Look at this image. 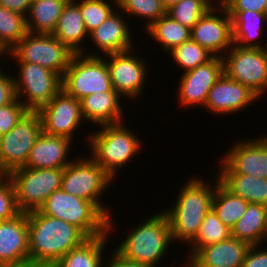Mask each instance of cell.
I'll return each instance as SVG.
<instances>
[{
    "instance_id": "26",
    "label": "cell",
    "mask_w": 267,
    "mask_h": 267,
    "mask_svg": "<svg viewBox=\"0 0 267 267\" xmlns=\"http://www.w3.org/2000/svg\"><path fill=\"white\" fill-rule=\"evenodd\" d=\"M267 14L256 11H239L232 18L233 42L240 47L267 48L263 42L267 31ZM267 33V32H266ZM263 35V36H262ZM267 35V34H266ZM260 40L262 42H260Z\"/></svg>"
},
{
    "instance_id": "37",
    "label": "cell",
    "mask_w": 267,
    "mask_h": 267,
    "mask_svg": "<svg viewBox=\"0 0 267 267\" xmlns=\"http://www.w3.org/2000/svg\"><path fill=\"white\" fill-rule=\"evenodd\" d=\"M215 3L212 0H181L167 10V14L183 26L192 29Z\"/></svg>"
},
{
    "instance_id": "1",
    "label": "cell",
    "mask_w": 267,
    "mask_h": 267,
    "mask_svg": "<svg viewBox=\"0 0 267 267\" xmlns=\"http://www.w3.org/2000/svg\"><path fill=\"white\" fill-rule=\"evenodd\" d=\"M213 177L205 181L202 176L191 175L176 193L178 196L172 207L163 208L174 242L188 246L195 239L204 217L212 209L214 193L220 183L217 176Z\"/></svg>"
},
{
    "instance_id": "43",
    "label": "cell",
    "mask_w": 267,
    "mask_h": 267,
    "mask_svg": "<svg viewBox=\"0 0 267 267\" xmlns=\"http://www.w3.org/2000/svg\"><path fill=\"white\" fill-rule=\"evenodd\" d=\"M110 256L108 255L107 261H105V267H149L138 262L126 260L115 249H113Z\"/></svg>"
},
{
    "instance_id": "8",
    "label": "cell",
    "mask_w": 267,
    "mask_h": 267,
    "mask_svg": "<svg viewBox=\"0 0 267 267\" xmlns=\"http://www.w3.org/2000/svg\"><path fill=\"white\" fill-rule=\"evenodd\" d=\"M15 189L16 202L21 212L39 210L46 199L61 188V168H17L7 175Z\"/></svg>"
},
{
    "instance_id": "14",
    "label": "cell",
    "mask_w": 267,
    "mask_h": 267,
    "mask_svg": "<svg viewBox=\"0 0 267 267\" xmlns=\"http://www.w3.org/2000/svg\"><path fill=\"white\" fill-rule=\"evenodd\" d=\"M134 49L104 55L112 87L124 98L139 101L149 73L146 58L135 54ZM140 97V98H139Z\"/></svg>"
},
{
    "instance_id": "36",
    "label": "cell",
    "mask_w": 267,
    "mask_h": 267,
    "mask_svg": "<svg viewBox=\"0 0 267 267\" xmlns=\"http://www.w3.org/2000/svg\"><path fill=\"white\" fill-rule=\"evenodd\" d=\"M74 2L80 7L88 34L98 28L118 8L117 0H74Z\"/></svg>"
},
{
    "instance_id": "4",
    "label": "cell",
    "mask_w": 267,
    "mask_h": 267,
    "mask_svg": "<svg viewBox=\"0 0 267 267\" xmlns=\"http://www.w3.org/2000/svg\"><path fill=\"white\" fill-rule=\"evenodd\" d=\"M98 128L87 133L85 141L90 147L88 154L117 181L121 169L126 168V165L130 166L131 163L133 165L134 158L142 152L143 141L129 127L128 122L126 124V121L101 125Z\"/></svg>"
},
{
    "instance_id": "41",
    "label": "cell",
    "mask_w": 267,
    "mask_h": 267,
    "mask_svg": "<svg viewBox=\"0 0 267 267\" xmlns=\"http://www.w3.org/2000/svg\"><path fill=\"white\" fill-rule=\"evenodd\" d=\"M16 99L14 78L8 72L3 71L0 66V106L12 103Z\"/></svg>"
},
{
    "instance_id": "34",
    "label": "cell",
    "mask_w": 267,
    "mask_h": 267,
    "mask_svg": "<svg viewBox=\"0 0 267 267\" xmlns=\"http://www.w3.org/2000/svg\"><path fill=\"white\" fill-rule=\"evenodd\" d=\"M231 237V229L225 226L218 215L211 209L204 217L199 232L189 244V249H201Z\"/></svg>"
},
{
    "instance_id": "45",
    "label": "cell",
    "mask_w": 267,
    "mask_h": 267,
    "mask_svg": "<svg viewBox=\"0 0 267 267\" xmlns=\"http://www.w3.org/2000/svg\"><path fill=\"white\" fill-rule=\"evenodd\" d=\"M180 1L181 0H162V3L164 7L166 8V10H168L169 8H171L173 5H175L176 3Z\"/></svg>"
},
{
    "instance_id": "47",
    "label": "cell",
    "mask_w": 267,
    "mask_h": 267,
    "mask_svg": "<svg viewBox=\"0 0 267 267\" xmlns=\"http://www.w3.org/2000/svg\"><path fill=\"white\" fill-rule=\"evenodd\" d=\"M12 267H40V266H36L32 263H28V264H25V265H21V266H12Z\"/></svg>"
},
{
    "instance_id": "49",
    "label": "cell",
    "mask_w": 267,
    "mask_h": 267,
    "mask_svg": "<svg viewBox=\"0 0 267 267\" xmlns=\"http://www.w3.org/2000/svg\"><path fill=\"white\" fill-rule=\"evenodd\" d=\"M265 241L267 242V231H266V234H265V237H264L263 243H262L264 246H266V245H267V243H266Z\"/></svg>"
},
{
    "instance_id": "2",
    "label": "cell",
    "mask_w": 267,
    "mask_h": 267,
    "mask_svg": "<svg viewBox=\"0 0 267 267\" xmlns=\"http://www.w3.org/2000/svg\"><path fill=\"white\" fill-rule=\"evenodd\" d=\"M29 263L52 267L88 237L77 227L41 213L27 212Z\"/></svg>"
},
{
    "instance_id": "5",
    "label": "cell",
    "mask_w": 267,
    "mask_h": 267,
    "mask_svg": "<svg viewBox=\"0 0 267 267\" xmlns=\"http://www.w3.org/2000/svg\"><path fill=\"white\" fill-rule=\"evenodd\" d=\"M88 156L89 154L79 158L75 156L74 160L63 169L61 189L93 203L109 219L114 214L103 202L102 197L115 180L91 156Z\"/></svg>"
},
{
    "instance_id": "10",
    "label": "cell",
    "mask_w": 267,
    "mask_h": 267,
    "mask_svg": "<svg viewBox=\"0 0 267 267\" xmlns=\"http://www.w3.org/2000/svg\"><path fill=\"white\" fill-rule=\"evenodd\" d=\"M17 99L29 110L37 111L62 90V77L35 63L15 61Z\"/></svg>"
},
{
    "instance_id": "23",
    "label": "cell",
    "mask_w": 267,
    "mask_h": 267,
    "mask_svg": "<svg viewBox=\"0 0 267 267\" xmlns=\"http://www.w3.org/2000/svg\"><path fill=\"white\" fill-rule=\"evenodd\" d=\"M125 100L114 88L107 92L93 93L80 100L81 112L85 122L96 125L118 124L124 122L121 100Z\"/></svg>"
},
{
    "instance_id": "6",
    "label": "cell",
    "mask_w": 267,
    "mask_h": 267,
    "mask_svg": "<svg viewBox=\"0 0 267 267\" xmlns=\"http://www.w3.org/2000/svg\"><path fill=\"white\" fill-rule=\"evenodd\" d=\"M39 211L74 225L88 238L109 232V219L93 203L68 194L61 188L46 199Z\"/></svg>"
},
{
    "instance_id": "24",
    "label": "cell",
    "mask_w": 267,
    "mask_h": 267,
    "mask_svg": "<svg viewBox=\"0 0 267 267\" xmlns=\"http://www.w3.org/2000/svg\"><path fill=\"white\" fill-rule=\"evenodd\" d=\"M109 218V232L105 235L86 239L79 246L72 248L52 267H105L106 244L110 241L117 227L115 220ZM112 232V233H111ZM104 255V256H103ZM104 258V259H103Z\"/></svg>"
},
{
    "instance_id": "33",
    "label": "cell",
    "mask_w": 267,
    "mask_h": 267,
    "mask_svg": "<svg viewBox=\"0 0 267 267\" xmlns=\"http://www.w3.org/2000/svg\"><path fill=\"white\" fill-rule=\"evenodd\" d=\"M117 7L131 20L141 18L146 30L153 22L167 13L162 0H117ZM130 16V17H129Z\"/></svg>"
},
{
    "instance_id": "35",
    "label": "cell",
    "mask_w": 267,
    "mask_h": 267,
    "mask_svg": "<svg viewBox=\"0 0 267 267\" xmlns=\"http://www.w3.org/2000/svg\"><path fill=\"white\" fill-rule=\"evenodd\" d=\"M168 54L169 57L173 58L172 61H175L173 63L179 66L180 69L182 68L181 71L183 72L181 73L195 69L214 57L207 49L191 38L178 47L173 48Z\"/></svg>"
},
{
    "instance_id": "17",
    "label": "cell",
    "mask_w": 267,
    "mask_h": 267,
    "mask_svg": "<svg viewBox=\"0 0 267 267\" xmlns=\"http://www.w3.org/2000/svg\"><path fill=\"white\" fill-rule=\"evenodd\" d=\"M223 73L222 57L214 56L205 64L179 75L178 93L175 95L181 109L204 108L209 90Z\"/></svg>"
},
{
    "instance_id": "3",
    "label": "cell",
    "mask_w": 267,
    "mask_h": 267,
    "mask_svg": "<svg viewBox=\"0 0 267 267\" xmlns=\"http://www.w3.org/2000/svg\"><path fill=\"white\" fill-rule=\"evenodd\" d=\"M144 218L131 230L129 228L130 233L127 232L114 249L126 260L149 267H163L161 262L170 253V244H176L172 239L168 217L163 210H158L151 217Z\"/></svg>"
},
{
    "instance_id": "38",
    "label": "cell",
    "mask_w": 267,
    "mask_h": 267,
    "mask_svg": "<svg viewBox=\"0 0 267 267\" xmlns=\"http://www.w3.org/2000/svg\"><path fill=\"white\" fill-rule=\"evenodd\" d=\"M20 213L13 184L5 176L0 180V221L10 220Z\"/></svg>"
},
{
    "instance_id": "28",
    "label": "cell",
    "mask_w": 267,
    "mask_h": 267,
    "mask_svg": "<svg viewBox=\"0 0 267 267\" xmlns=\"http://www.w3.org/2000/svg\"><path fill=\"white\" fill-rule=\"evenodd\" d=\"M66 3L64 0H33L26 16L27 31L52 34Z\"/></svg>"
},
{
    "instance_id": "51",
    "label": "cell",
    "mask_w": 267,
    "mask_h": 267,
    "mask_svg": "<svg viewBox=\"0 0 267 267\" xmlns=\"http://www.w3.org/2000/svg\"><path fill=\"white\" fill-rule=\"evenodd\" d=\"M64 1H66V2L68 3V2H72V1H74V0H64Z\"/></svg>"
},
{
    "instance_id": "25",
    "label": "cell",
    "mask_w": 267,
    "mask_h": 267,
    "mask_svg": "<svg viewBox=\"0 0 267 267\" xmlns=\"http://www.w3.org/2000/svg\"><path fill=\"white\" fill-rule=\"evenodd\" d=\"M52 35L75 53L88 52L85 41H88L86 38H89V34L86 31L80 7L74 1L64 6Z\"/></svg>"
},
{
    "instance_id": "9",
    "label": "cell",
    "mask_w": 267,
    "mask_h": 267,
    "mask_svg": "<svg viewBox=\"0 0 267 267\" xmlns=\"http://www.w3.org/2000/svg\"><path fill=\"white\" fill-rule=\"evenodd\" d=\"M62 89L79 101L93 93L111 91L105 58L75 53L62 78Z\"/></svg>"
},
{
    "instance_id": "22",
    "label": "cell",
    "mask_w": 267,
    "mask_h": 267,
    "mask_svg": "<svg viewBox=\"0 0 267 267\" xmlns=\"http://www.w3.org/2000/svg\"><path fill=\"white\" fill-rule=\"evenodd\" d=\"M73 144V140L69 138L49 135L42 131L31 148L24 167L64 169L74 160L72 152L69 153Z\"/></svg>"
},
{
    "instance_id": "40",
    "label": "cell",
    "mask_w": 267,
    "mask_h": 267,
    "mask_svg": "<svg viewBox=\"0 0 267 267\" xmlns=\"http://www.w3.org/2000/svg\"><path fill=\"white\" fill-rule=\"evenodd\" d=\"M222 5L231 18L239 11H256L267 14V0H225Z\"/></svg>"
},
{
    "instance_id": "7",
    "label": "cell",
    "mask_w": 267,
    "mask_h": 267,
    "mask_svg": "<svg viewBox=\"0 0 267 267\" xmlns=\"http://www.w3.org/2000/svg\"><path fill=\"white\" fill-rule=\"evenodd\" d=\"M74 54L75 52L52 34L28 32L8 51L6 58L38 64L63 78Z\"/></svg>"
},
{
    "instance_id": "48",
    "label": "cell",
    "mask_w": 267,
    "mask_h": 267,
    "mask_svg": "<svg viewBox=\"0 0 267 267\" xmlns=\"http://www.w3.org/2000/svg\"><path fill=\"white\" fill-rule=\"evenodd\" d=\"M225 0H213L215 4H222Z\"/></svg>"
},
{
    "instance_id": "29",
    "label": "cell",
    "mask_w": 267,
    "mask_h": 267,
    "mask_svg": "<svg viewBox=\"0 0 267 267\" xmlns=\"http://www.w3.org/2000/svg\"><path fill=\"white\" fill-rule=\"evenodd\" d=\"M220 183L231 193L249 203L267 206V179L245 174H217Z\"/></svg>"
},
{
    "instance_id": "11",
    "label": "cell",
    "mask_w": 267,
    "mask_h": 267,
    "mask_svg": "<svg viewBox=\"0 0 267 267\" xmlns=\"http://www.w3.org/2000/svg\"><path fill=\"white\" fill-rule=\"evenodd\" d=\"M223 72L250 88L261 99L267 93V48L240 47L233 44L222 56Z\"/></svg>"
},
{
    "instance_id": "30",
    "label": "cell",
    "mask_w": 267,
    "mask_h": 267,
    "mask_svg": "<svg viewBox=\"0 0 267 267\" xmlns=\"http://www.w3.org/2000/svg\"><path fill=\"white\" fill-rule=\"evenodd\" d=\"M146 32L151 37L149 39L159 43L162 47L160 50H164L166 54L191 38V29L183 26L167 13L153 22L145 30Z\"/></svg>"
},
{
    "instance_id": "15",
    "label": "cell",
    "mask_w": 267,
    "mask_h": 267,
    "mask_svg": "<svg viewBox=\"0 0 267 267\" xmlns=\"http://www.w3.org/2000/svg\"><path fill=\"white\" fill-rule=\"evenodd\" d=\"M37 112L42 131L49 135L63 136L75 141L74 134L81 130L83 123L86 125L80 101L63 89Z\"/></svg>"
},
{
    "instance_id": "44",
    "label": "cell",
    "mask_w": 267,
    "mask_h": 267,
    "mask_svg": "<svg viewBox=\"0 0 267 267\" xmlns=\"http://www.w3.org/2000/svg\"><path fill=\"white\" fill-rule=\"evenodd\" d=\"M33 0H0V5L8 10L27 16Z\"/></svg>"
},
{
    "instance_id": "42",
    "label": "cell",
    "mask_w": 267,
    "mask_h": 267,
    "mask_svg": "<svg viewBox=\"0 0 267 267\" xmlns=\"http://www.w3.org/2000/svg\"><path fill=\"white\" fill-rule=\"evenodd\" d=\"M241 267H267V246L263 244L250 246Z\"/></svg>"
},
{
    "instance_id": "27",
    "label": "cell",
    "mask_w": 267,
    "mask_h": 267,
    "mask_svg": "<svg viewBox=\"0 0 267 267\" xmlns=\"http://www.w3.org/2000/svg\"><path fill=\"white\" fill-rule=\"evenodd\" d=\"M267 231V206L249 203L247 210L231 229V237L250 246L262 244Z\"/></svg>"
},
{
    "instance_id": "13",
    "label": "cell",
    "mask_w": 267,
    "mask_h": 267,
    "mask_svg": "<svg viewBox=\"0 0 267 267\" xmlns=\"http://www.w3.org/2000/svg\"><path fill=\"white\" fill-rule=\"evenodd\" d=\"M42 132L37 111H28L8 133L0 139V170L9 172L24 167L29 152Z\"/></svg>"
},
{
    "instance_id": "20",
    "label": "cell",
    "mask_w": 267,
    "mask_h": 267,
    "mask_svg": "<svg viewBox=\"0 0 267 267\" xmlns=\"http://www.w3.org/2000/svg\"><path fill=\"white\" fill-rule=\"evenodd\" d=\"M249 248L248 243L230 237L201 249H189L183 264L185 267H241Z\"/></svg>"
},
{
    "instance_id": "39",
    "label": "cell",
    "mask_w": 267,
    "mask_h": 267,
    "mask_svg": "<svg viewBox=\"0 0 267 267\" xmlns=\"http://www.w3.org/2000/svg\"><path fill=\"white\" fill-rule=\"evenodd\" d=\"M28 111L18 99L0 106V133H8Z\"/></svg>"
},
{
    "instance_id": "12",
    "label": "cell",
    "mask_w": 267,
    "mask_h": 267,
    "mask_svg": "<svg viewBox=\"0 0 267 267\" xmlns=\"http://www.w3.org/2000/svg\"><path fill=\"white\" fill-rule=\"evenodd\" d=\"M233 144V145H232ZM218 159L217 174H245L267 179V133L237 139ZM218 170V171H217Z\"/></svg>"
},
{
    "instance_id": "31",
    "label": "cell",
    "mask_w": 267,
    "mask_h": 267,
    "mask_svg": "<svg viewBox=\"0 0 267 267\" xmlns=\"http://www.w3.org/2000/svg\"><path fill=\"white\" fill-rule=\"evenodd\" d=\"M249 202L228 191L221 183L218 184L212 201V209L221 222L232 229L245 213Z\"/></svg>"
},
{
    "instance_id": "46",
    "label": "cell",
    "mask_w": 267,
    "mask_h": 267,
    "mask_svg": "<svg viewBox=\"0 0 267 267\" xmlns=\"http://www.w3.org/2000/svg\"><path fill=\"white\" fill-rule=\"evenodd\" d=\"M8 54V51L0 44V59H5ZM5 55V56H4Z\"/></svg>"
},
{
    "instance_id": "19",
    "label": "cell",
    "mask_w": 267,
    "mask_h": 267,
    "mask_svg": "<svg viewBox=\"0 0 267 267\" xmlns=\"http://www.w3.org/2000/svg\"><path fill=\"white\" fill-rule=\"evenodd\" d=\"M260 97L250 88L240 82L230 79L224 73L209 90L204 108L211 115H232L247 111L252 103H256Z\"/></svg>"
},
{
    "instance_id": "32",
    "label": "cell",
    "mask_w": 267,
    "mask_h": 267,
    "mask_svg": "<svg viewBox=\"0 0 267 267\" xmlns=\"http://www.w3.org/2000/svg\"><path fill=\"white\" fill-rule=\"evenodd\" d=\"M27 33L26 16L0 5V44L10 51Z\"/></svg>"
},
{
    "instance_id": "50",
    "label": "cell",
    "mask_w": 267,
    "mask_h": 267,
    "mask_svg": "<svg viewBox=\"0 0 267 267\" xmlns=\"http://www.w3.org/2000/svg\"><path fill=\"white\" fill-rule=\"evenodd\" d=\"M6 175L0 170V180H2Z\"/></svg>"
},
{
    "instance_id": "18",
    "label": "cell",
    "mask_w": 267,
    "mask_h": 267,
    "mask_svg": "<svg viewBox=\"0 0 267 267\" xmlns=\"http://www.w3.org/2000/svg\"><path fill=\"white\" fill-rule=\"evenodd\" d=\"M128 19L117 8L98 28L89 33V41L86 42H89L90 45L91 43L94 44L92 48L94 47L97 50L91 49V52L88 50L89 52H82V54L87 56H104L136 49V45H134L136 43L133 42V32H131L133 28L129 24L130 21L127 23Z\"/></svg>"
},
{
    "instance_id": "16",
    "label": "cell",
    "mask_w": 267,
    "mask_h": 267,
    "mask_svg": "<svg viewBox=\"0 0 267 267\" xmlns=\"http://www.w3.org/2000/svg\"><path fill=\"white\" fill-rule=\"evenodd\" d=\"M190 35L211 54L222 57L234 44L232 18L222 4H214L193 26Z\"/></svg>"
},
{
    "instance_id": "21",
    "label": "cell",
    "mask_w": 267,
    "mask_h": 267,
    "mask_svg": "<svg viewBox=\"0 0 267 267\" xmlns=\"http://www.w3.org/2000/svg\"><path fill=\"white\" fill-rule=\"evenodd\" d=\"M29 263L27 213L0 221V264L7 267Z\"/></svg>"
}]
</instances>
